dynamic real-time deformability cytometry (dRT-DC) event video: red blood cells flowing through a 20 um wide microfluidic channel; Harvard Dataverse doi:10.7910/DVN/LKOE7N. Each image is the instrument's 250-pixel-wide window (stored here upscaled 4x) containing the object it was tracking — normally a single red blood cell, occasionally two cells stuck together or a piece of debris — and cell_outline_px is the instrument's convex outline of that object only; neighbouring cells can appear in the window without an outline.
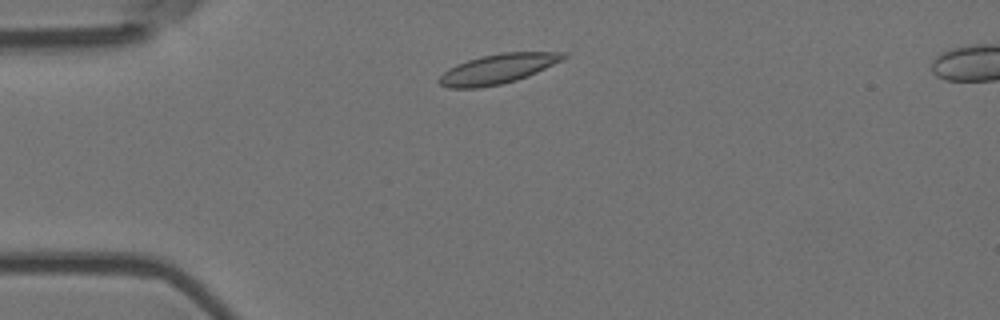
{"species": "Egyptian fruit bat (a non-hibernating species)", "species_latin": "Rousettus aegyptiacus", "temperature_condition": "room temperature", "stored_images_in_passage": 4, "camera_frame_rate_fps": 3000, "um_per_image_px": 0.085, "animal": {"sex": "female"}, "frame": {"image": 1, "passage_image": 2, "time_ms": 0.333, "image_size_px": [1000, 320], "cell_outline_px": [[568, 56], [564, 60], [528, 76], [516, 80], [500, 84], [480, 88], [448, 88], [440, 84], [436, 80], [448, 68], [456, 64], [468, 60], [500, 52], [564, 52]], "centroid_in_image_um": [42.32, 5.85], "position_along_channel_um": 42.7, "area_um2": 21.56}}